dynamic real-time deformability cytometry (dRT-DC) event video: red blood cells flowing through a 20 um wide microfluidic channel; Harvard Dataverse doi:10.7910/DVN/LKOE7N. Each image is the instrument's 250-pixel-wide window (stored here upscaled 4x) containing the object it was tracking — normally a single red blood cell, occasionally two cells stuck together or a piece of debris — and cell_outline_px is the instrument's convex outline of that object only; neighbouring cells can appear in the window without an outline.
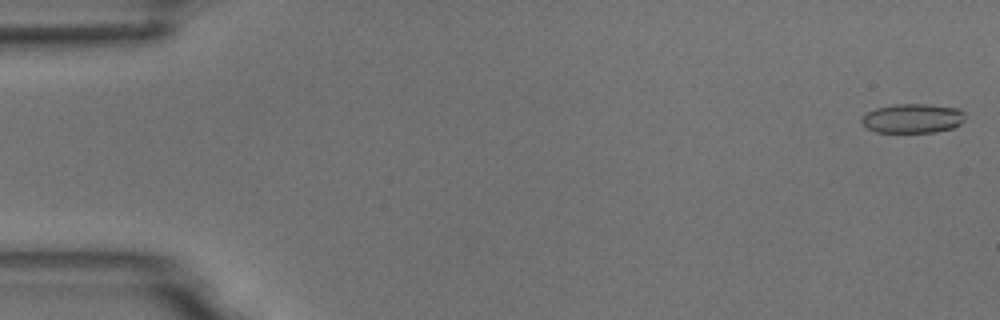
{"species": "common noctule bat (a hibernating species)", "species_latin": "Nyctalus noctula", "temperature_condition": "room temperature", "stored_images_in_passage": 8, "camera_frame_rate_fps": 3000, "um_per_image_px": 0.085, "animal": {"sex": "male", "body_mass_g": 18.8}, "frame": {"image": 1, "passage_image": 1, "time_ms": 0.0, "image_size_px": [1000, 320], "cell_outline_px": [[964, 120], [960, 124], [952, 128], [936, 132], [876, 132], [868, 128], [860, 120], [868, 112], [876, 108], [896, 104], [924, 104], [960, 108], [964, 112]], "centroid_in_image_um": [77.61, 10.06], "position_along_channel_um": 7.4, "area_um2": 17.57}}